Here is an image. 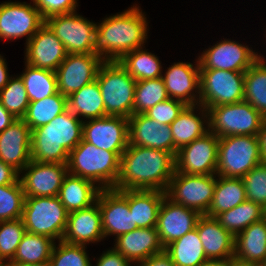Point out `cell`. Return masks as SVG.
<instances>
[{
  "label": "cell",
  "mask_w": 266,
  "mask_h": 266,
  "mask_svg": "<svg viewBox=\"0 0 266 266\" xmlns=\"http://www.w3.org/2000/svg\"><path fill=\"white\" fill-rule=\"evenodd\" d=\"M175 173V156L159 149L128 145L121 154L120 173L113 189L165 192Z\"/></svg>",
  "instance_id": "1"
},
{
  "label": "cell",
  "mask_w": 266,
  "mask_h": 266,
  "mask_svg": "<svg viewBox=\"0 0 266 266\" xmlns=\"http://www.w3.org/2000/svg\"><path fill=\"white\" fill-rule=\"evenodd\" d=\"M145 16L139 6H133L97 24V54L104 61H119L126 53L143 47L148 38Z\"/></svg>",
  "instance_id": "2"
},
{
  "label": "cell",
  "mask_w": 266,
  "mask_h": 266,
  "mask_svg": "<svg viewBox=\"0 0 266 266\" xmlns=\"http://www.w3.org/2000/svg\"><path fill=\"white\" fill-rule=\"evenodd\" d=\"M83 122L67 109L50 123L33 129L31 160L67 163L69 152L82 141Z\"/></svg>",
  "instance_id": "3"
},
{
  "label": "cell",
  "mask_w": 266,
  "mask_h": 266,
  "mask_svg": "<svg viewBox=\"0 0 266 266\" xmlns=\"http://www.w3.org/2000/svg\"><path fill=\"white\" fill-rule=\"evenodd\" d=\"M122 153L102 150L82 139L69 152L67 169L71 175L98 182L101 189H112L119 177Z\"/></svg>",
  "instance_id": "4"
},
{
  "label": "cell",
  "mask_w": 266,
  "mask_h": 266,
  "mask_svg": "<svg viewBox=\"0 0 266 266\" xmlns=\"http://www.w3.org/2000/svg\"><path fill=\"white\" fill-rule=\"evenodd\" d=\"M96 80L106 116L131 117L137 81L119 61H104L98 69Z\"/></svg>",
  "instance_id": "5"
},
{
  "label": "cell",
  "mask_w": 266,
  "mask_h": 266,
  "mask_svg": "<svg viewBox=\"0 0 266 266\" xmlns=\"http://www.w3.org/2000/svg\"><path fill=\"white\" fill-rule=\"evenodd\" d=\"M262 163L258 136L231 135L219 138L217 176L242 178Z\"/></svg>",
  "instance_id": "6"
},
{
  "label": "cell",
  "mask_w": 266,
  "mask_h": 266,
  "mask_svg": "<svg viewBox=\"0 0 266 266\" xmlns=\"http://www.w3.org/2000/svg\"><path fill=\"white\" fill-rule=\"evenodd\" d=\"M22 220L26 232L60 241L67 227L68 212L56 197H25Z\"/></svg>",
  "instance_id": "7"
},
{
  "label": "cell",
  "mask_w": 266,
  "mask_h": 266,
  "mask_svg": "<svg viewBox=\"0 0 266 266\" xmlns=\"http://www.w3.org/2000/svg\"><path fill=\"white\" fill-rule=\"evenodd\" d=\"M208 128L218 138L258 135L265 117L248 102L242 101L210 107Z\"/></svg>",
  "instance_id": "8"
},
{
  "label": "cell",
  "mask_w": 266,
  "mask_h": 266,
  "mask_svg": "<svg viewBox=\"0 0 266 266\" xmlns=\"http://www.w3.org/2000/svg\"><path fill=\"white\" fill-rule=\"evenodd\" d=\"M216 176V174L188 175L175 171L165 191L166 197L175 204L205 215L214 195Z\"/></svg>",
  "instance_id": "9"
},
{
  "label": "cell",
  "mask_w": 266,
  "mask_h": 266,
  "mask_svg": "<svg viewBox=\"0 0 266 266\" xmlns=\"http://www.w3.org/2000/svg\"><path fill=\"white\" fill-rule=\"evenodd\" d=\"M245 72L200 70V105L213 106L244 101Z\"/></svg>",
  "instance_id": "10"
},
{
  "label": "cell",
  "mask_w": 266,
  "mask_h": 266,
  "mask_svg": "<svg viewBox=\"0 0 266 266\" xmlns=\"http://www.w3.org/2000/svg\"><path fill=\"white\" fill-rule=\"evenodd\" d=\"M45 24L63 43L68 54L97 53V24L75 12L52 16Z\"/></svg>",
  "instance_id": "11"
},
{
  "label": "cell",
  "mask_w": 266,
  "mask_h": 266,
  "mask_svg": "<svg viewBox=\"0 0 266 266\" xmlns=\"http://www.w3.org/2000/svg\"><path fill=\"white\" fill-rule=\"evenodd\" d=\"M219 138L208 131L179 149L175 155V171L188 175L216 174Z\"/></svg>",
  "instance_id": "12"
},
{
  "label": "cell",
  "mask_w": 266,
  "mask_h": 266,
  "mask_svg": "<svg viewBox=\"0 0 266 266\" xmlns=\"http://www.w3.org/2000/svg\"><path fill=\"white\" fill-rule=\"evenodd\" d=\"M103 62L97 53L67 54L55 71L58 92L69 97L91 83L96 79L98 69Z\"/></svg>",
  "instance_id": "13"
},
{
  "label": "cell",
  "mask_w": 266,
  "mask_h": 266,
  "mask_svg": "<svg viewBox=\"0 0 266 266\" xmlns=\"http://www.w3.org/2000/svg\"><path fill=\"white\" fill-rule=\"evenodd\" d=\"M45 23L36 7L26 2L0 4V38L4 40L27 37L26 43Z\"/></svg>",
  "instance_id": "14"
},
{
  "label": "cell",
  "mask_w": 266,
  "mask_h": 266,
  "mask_svg": "<svg viewBox=\"0 0 266 266\" xmlns=\"http://www.w3.org/2000/svg\"><path fill=\"white\" fill-rule=\"evenodd\" d=\"M20 179L25 197H56L67 176V163L35 162L31 160Z\"/></svg>",
  "instance_id": "15"
},
{
  "label": "cell",
  "mask_w": 266,
  "mask_h": 266,
  "mask_svg": "<svg viewBox=\"0 0 266 266\" xmlns=\"http://www.w3.org/2000/svg\"><path fill=\"white\" fill-rule=\"evenodd\" d=\"M104 236L115 235L137 229L133 214L129 211L128 190L101 189L98 194Z\"/></svg>",
  "instance_id": "16"
},
{
  "label": "cell",
  "mask_w": 266,
  "mask_h": 266,
  "mask_svg": "<svg viewBox=\"0 0 266 266\" xmlns=\"http://www.w3.org/2000/svg\"><path fill=\"white\" fill-rule=\"evenodd\" d=\"M82 139L102 150L124 152L129 145L128 118L106 116L84 121Z\"/></svg>",
  "instance_id": "17"
},
{
  "label": "cell",
  "mask_w": 266,
  "mask_h": 266,
  "mask_svg": "<svg viewBox=\"0 0 266 266\" xmlns=\"http://www.w3.org/2000/svg\"><path fill=\"white\" fill-rule=\"evenodd\" d=\"M259 57L247 46L225 39L203 51L198 61L200 70L245 72Z\"/></svg>",
  "instance_id": "18"
},
{
  "label": "cell",
  "mask_w": 266,
  "mask_h": 266,
  "mask_svg": "<svg viewBox=\"0 0 266 266\" xmlns=\"http://www.w3.org/2000/svg\"><path fill=\"white\" fill-rule=\"evenodd\" d=\"M201 216L198 211L175 204L165 196L160 206L156 224V230L163 247L165 248L196 228Z\"/></svg>",
  "instance_id": "19"
},
{
  "label": "cell",
  "mask_w": 266,
  "mask_h": 266,
  "mask_svg": "<svg viewBox=\"0 0 266 266\" xmlns=\"http://www.w3.org/2000/svg\"><path fill=\"white\" fill-rule=\"evenodd\" d=\"M25 54L28 65L55 72L68 53L60 39L44 23L26 43Z\"/></svg>",
  "instance_id": "20"
},
{
  "label": "cell",
  "mask_w": 266,
  "mask_h": 266,
  "mask_svg": "<svg viewBox=\"0 0 266 266\" xmlns=\"http://www.w3.org/2000/svg\"><path fill=\"white\" fill-rule=\"evenodd\" d=\"M162 79L170 98L179 100L187 106L197 105L198 108L200 104V95H198L200 94V65L198 60L195 67L192 63H174L168 68L165 75H162ZM194 91L198 94H195Z\"/></svg>",
  "instance_id": "21"
},
{
  "label": "cell",
  "mask_w": 266,
  "mask_h": 266,
  "mask_svg": "<svg viewBox=\"0 0 266 266\" xmlns=\"http://www.w3.org/2000/svg\"><path fill=\"white\" fill-rule=\"evenodd\" d=\"M32 131L23 119H16L0 133V160L19 174L31 161Z\"/></svg>",
  "instance_id": "22"
},
{
  "label": "cell",
  "mask_w": 266,
  "mask_h": 266,
  "mask_svg": "<svg viewBox=\"0 0 266 266\" xmlns=\"http://www.w3.org/2000/svg\"><path fill=\"white\" fill-rule=\"evenodd\" d=\"M128 133L129 145L159 149L174 155L170 125L158 123L144 114H133L128 118Z\"/></svg>",
  "instance_id": "23"
},
{
  "label": "cell",
  "mask_w": 266,
  "mask_h": 266,
  "mask_svg": "<svg viewBox=\"0 0 266 266\" xmlns=\"http://www.w3.org/2000/svg\"><path fill=\"white\" fill-rule=\"evenodd\" d=\"M104 237L98 197L91 206L68 213L64 242L85 245L99 242Z\"/></svg>",
  "instance_id": "24"
},
{
  "label": "cell",
  "mask_w": 266,
  "mask_h": 266,
  "mask_svg": "<svg viewBox=\"0 0 266 266\" xmlns=\"http://www.w3.org/2000/svg\"><path fill=\"white\" fill-rule=\"evenodd\" d=\"M115 240L113 248L135 264L164 251L156 227L137 228Z\"/></svg>",
  "instance_id": "25"
},
{
  "label": "cell",
  "mask_w": 266,
  "mask_h": 266,
  "mask_svg": "<svg viewBox=\"0 0 266 266\" xmlns=\"http://www.w3.org/2000/svg\"><path fill=\"white\" fill-rule=\"evenodd\" d=\"M196 229L208 260L229 261L234 257L235 237L215 218L202 215Z\"/></svg>",
  "instance_id": "26"
},
{
  "label": "cell",
  "mask_w": 266,
  "mask_h": 266,
  "mask_svg": "<svg viewBox=\"0 0 266 266\" xmlns=\"http://www.w3.org/2000/svg\"><path fill=\"white\" fill-rule=\"evenodd\" d=\"M201 110V116H197L194 112L196 105L186 106L178 117L170 124L173 143L174 156L182 147L188 145L197 138H200L209 131L208 128V110L203 105H198ZM205 117V118H204ZM206 119V120H204ZM207 124V128L205 124Z\"/></svg>",
  "instance_id": "27"
},
{
  "label": "cell",
  "mask_w": 266,
  "mask_h": 266,
  "mask_svg": "<svg viewBox=\"0 0 266 266\" xmlns=\"http://www.w3.org/2000/svg\"><path fill=\"white\" fill-rule=\"evenodd\" d=\"M234 258L260 264L266 259V216L235 236Z\"/></svg>",
  "instance_id": "28"
},
{
  "label": "cell",
  "mask_w": 266,
  "mask_h": 266,
  "mask_svg": "<svg viewBox=\"0 0 266 266\" xmlns=\"http://www.w3.org/2000/svg\"><path fill=\"white\" fill-rule=\"evenodd\" d=\"M101 188L78 176L67 174L58 197L68 213L87 208L97 200Z\"/></svg>",
  "instance_id": "29"
},
{
  "label": "cell",
  "mask_w": 266,
  "mask_h": 266,
  "mask_svg": "<svg viewBox=\"0 0 266 266\" xmlns=\"http://www.w3.org/2000/svg\"><path fill=\"white\" fill-rule=\"evenodd\" d=\"M165 192L159 190H128L129 211L137 228L156 227Z\"/></svg>",
  "instance_id": "30"
},
{
  "label": "cell",
  "mask_w": 266,
  "mask_h": 266,
  "mask_svg": "<svg viewBox=\"0 0 266 266\" xmlns=\"http://www.w3.org/2000/svg\"><path fill=\"white\" fill-rule=\"evenodd\" d=\"M218 178L210 207L205 214L213 218L247 200L244 183L241 178L224 176H218Z\"/></svg>",
  "instance_id": "31"
},
{
  "label": "cell",
  "mask_w": 266,
  "mask_h": 266,
  "mask_svg": "<svg viewBox=\"0 0 266 266\" xmlns=\"http://www.w3.org/2000/svg\"><path fill=\"white\" fill-rule=\"evenodd\" d=\"M175 266H199L207 261L196 228L164 248Z\"/></svg>",
  "instance_id": "32"
},
{
  "label": "cell",
  "mask_w": 266,
  "mask_h": 266,
  "mask_svg": "<svg viewBox=\"0 0 266 266\" xmlns=\"http://www.w3.org/2000/svg\"><path fill=\"white\" fill-rule=\"evenodd\" d=\"M68 109L79 119L106 117L105 106L97 80L83 86L68 97Z\"/></svg>",
  "instance_id": "33"
},
{
  "label": "cell",
  "mask_w": 266,
  "mask_h": 266,
  "mask_svg": "<svg viewBox=\"0 0 266 266\" xmlns=\"http://www.w3.org/2000/svg\"><path fill=\"white\" fill-rule=\"evenodd\" d=\"M54 240L43 235L26 232L13 259L6 265L35 264L49 261Z\"/></svg>",
  "instance_id": "34"
},
{
  "label": "cell",
  "mask_w": 266,
  "mask_h": 266,
  "mask_svg": "<svg viewBox=\"0 0 266 266\" xmlns=\"http://www.w3.org/2000/svg\"><path fill=\"white\" fill-rule=\"evenodd\" d=\"M266 216V210L259 204L246 200L236 207L218 214L215 219L234 237Z\"/></svg>",
  "instance_id": "35"
},
{
  "label": "cell",
  "mask_w": 266,
  "mask_h": 266,
  "mask_svg": "<svg viewBox=\"0 0 266 266\" xmlns=\"http://www.w3.org/2000/svg\"><path fill=\"white\" fill-rule=\"evenodd\" d=\"M68 109V97L59 92L41 99L29 102L25 116L22 118L31 131L50 123L56 116Z\"/></svg>",
  "instance_id": "36"
},
{
  "label": "cell",
  "mask_w": 266,
  "mask_h": 266,
  "mask_svg": "<svg viewBox=\"0 0 266 266\" xmlns=\"http://www.w3.org/2000/svg\"><path fill=\"white\" fill-rule=\"evenodd\" d=\"M260 56L244 74V101L259 111L266 119V64Z\"/></svg>",
  "instance_id": "37"
},
{
  "label": "cell",
  "mask_w": 266,
  "mask_h": 266,
  "mask_svg": "<svg viewBox=\"0 0 266 266\" xmlns=\"http://www.w3.org/2000/svg\"><path fill=\"white\" fill-rule=\"evenodd\" d=\"M25 71L20 75L26 88L29 102L39 101L58 92L54 71L35 68L25 63Z\"/></svg>",
  "instance_id": "38"
},
{
  "label": "cell",
  "mask_w": 266,
  "mask_h": 266,
  "mask_svg": "<svg viewBox=\"0 0 266 266\" xmlns=\"http://www.w3.org/2000/svg\"><path fill=\"white\" fill-rule=\"evenodd\" d=\"M119 63L136 81L155 79L163 75L158 57L142 47L126 53Z\"/></svg>",
  "instance_id": "39"
},
{
  "label": "cell",
  "mask_w": 266,
  "mask_h": 266,
  "mask_svg": "<svg viewBox=\"0 0 266 266\" xmlns=\"http://www.w3.org/2000/svg\"><path fill=\"white\" fill-rule=\"evenodd\" d=\"M169 98L162 77L137 81L133 114H143L156 104Z\"/></svg>",
  "instance_id": "40"
},
{
  "label": "cell",
  "mask_w": 266,
  "mask_h": 266,
  "mask_svg": "<svg viewBox=\"0 0 266 266\" xmlns=\"http://www.w3.org/2000/svg\"><path fill=\"white\" fill-rule=\"evenodd\" d=\"M0 103L16 119H22L25 116L29 99L20 76L11 77L7 85L0 90Z\"/></svg>",
  "instance_id": "41"
},
{
  "label": "cell",
  "mask_w": 266,
  "mask_h": 266,
  "mask_svg": "<svg viewBox=\"0 0 266 266\" xmlns=\"http://www.w3.org/2000/svg\"><path fill=\"white\" fill-rule=\"evenodd\" d=\"M25 194L18 178L14 183L0 186V221L22 218Z\"/></svg>",
  "instance_id": "42"
},
{
  "label": "cell",
  "mask_w": 266,
  "mask_h": 266,
  "mask_svg": "<svg viewBox=\"0 0 266 266\" xmlns=\"http://www.w3.org/2000/svg\"><path fill=\"white\" fill-rule=\"evenodd\" d=\"M25 233L22 218L0 221V266H6L13 259Z\"/></svg>",
  "instance_id": "43"
},
{
  "label": "cell",
  "mask_w": 266,
  "mask_h": 266,
  "mask_svg": "<svg viewBox=\"0 0 266 266\" xmlns=\"http://www.w3.org/2000/svg\"><path fill=\"white\" fill-rule=\"evenodd\" d=\"M85 246L60 240L58 247L54 244L49 260L51 266H92Z\"/></svg>",
  "instance_id": "44"
},
{
  "label": "cell",
  "mask_w": 266,
  "mask_h": 266,
  "mask_svg": "<svg viewBox=\"0 0 266 266\" xmlns=\"http://www.w3.org/2000/svg\"><path fill=\"white\" fill-rule=\"evenodd\" d=\"M241 179L244 183L246 199L259 204L266 210V163L256 165Z\"/></svg>",
  "instance_id": "45"
},
{
  "label": "cell",
  "mask_w": 266,
  "mask_h": 266,
  "mask_svg": "<svg viewBox=\"0 0 266 266\" xmlns=\"http://www.w3.org/2000/svg\"><path fill=\"white\" fill-rule=\"evenodd\" d=\"M183 102L169 98L148 109L143 114L158 123L170 125L186 107Z\"/></svg>",
  "instance_id": "46"
},
{
  "label": "cell",
  "mask_w": 266,
  "mask_h": 266,
  "mask_svg": "<svg viewBox=\"0 0 266 266\" xmlns=\"http://www.w3.org/2000/svg\"><path fill=\"white\" fill-rule=\"evenodd\" d=\"M44 20L61 14L72 13L78 6L77 0H31Z\"/></svg>",
  "instance_id": "47"
},
{
  "label": "cell",
  "mask_w": 266,
  "mask_h": 266,
  "mask_svg": "<svg viewBox=\"0 0 266 266\" xmlns=\"http://www.w3.org/2000/svg\"><path fill=\"white\" fill-rule=\"evenodd\" d=\"M131 262L114 248L104 252L98 259L96 266H131Z\"/></svg>",
  "instance_id": "48"
},
{
  "label": "cell",
  "mask_w": 266,
  "mask_h": 266,
  "mask_svg": "<svg viewBox=\"0 0 266 266\" xmlns=\"http://www.w3.org/2000/svg\"><path fill=\"white\" fill-rule=\"evenodd\" d=\"M137 266H175L170 256L165 252H161L150 256L137 264Z\"/></svg>",
  "instance_id": "49"
},
{
  "label": "cell",
  "mask_w": 266,
  "mask_h": 266,
  "mask_svg": "<svg viewBox=\"0 0 266 266\" xmlns=\"http://www.w3.org/2000/svg\"><path fill=\"white\" fill-rule=\"evenodd\" d=\"M20 177L10 165L0 160V186L14 183Z\"/></svg>",
  "instance_id": "50"
},
{
  "label": "cell",
  "mask_w": 266,
  "mask_h": 266,
  "mask_svg": "<svg viewBox=\"0 0 266 266\" xmlns=\"http://www.w3.org/2000/svg\"><path fill=\"white\" fill-rule=\"evenodd\" d=\"M15 120L16 118L0 103V133L10 126Z\"/></svg>",
  "instance_id": "51"
},
{
  "label": "cell",
  "mask_w": 266,
  "mask_h": 266,
  "mask_svg": "<svg viewBox=\"0 0 266 266\" xmlns=\"http://www.w3.org/2000/svg\"><path fill=\"white\" fill-rule=\"evenodd\" d=\"M257 136L260 145L262 162L266 163V119L262 123L261 129Z\"/></svg>",
  "instance_id": "52"
},
{
  "label": "cell",
  "mask_w": 266,
  "mask_h": 266,
  "mask_svg": "<svg viewBox=\"0 0 266 266\" xmlns=\"http://www.w3.org/2000/svg\"><path fill=\"white\" fill-rule=\"evenodd\" d=\"M7 69V64L4 58L0 55V90H2L7 85L9 79L11 78L8 75Z\"/></svg>",
  "instance_id": "53"
},
{
  "label": "cell",
  "mask_w": 266,
  "mask_h": 266,
  "mask_svg": "<svg viewBox=\"0 0 266 266\" xmlns=\"http://www.w3.org/2000/svg\"><path fill=\"white\" fill-rule=\"evenodd\" d=\"M229 266H262V265L260 263L241 261L233 257L232 259L229 260Z\"/></svg>",
  "instance_id": "54"
},
{
  "label": "cell",
  "mask_w": 266,
  "mask_h": 266,
  "mask_svg": "<svg viewBox=\"0 0 266 266\" xmlns=\"http://www.w3.org/2000/svg\"><path fill=\"white\" fill-rule=\"evenodd\" d=\"M199 266H229V261L228 260H209Z\"/></svg>",
  "instance_id": "55"
},
{
  "label": "cell",
  "mask_w": 266,
  "mask_h": 266,
  "mask_svg": "<svg viewBox=\"0 0 266 266\" xmlns=\"http://www.w3.org/2000/svg\"><path fill=\"white\" fill-rule=\"evenodd\" d=\"M6 266H51L50 261H45L41 263H35V264H20V265H6Z\"/></svg>",
  "instance_id": "56"
},
{
  "label": "cell",
  "mask_w": 266,
  "mask_h": 266,
  "mask_svg": "<svg viewBox=\"0 0 266 266\" xmlns=\"http://www.w3.org/2000/svg\"><path fill=\"white\" fill-rule=\"evenodd\" d=\"M262 266H266V259L261 263Z\"/></svg>",
  "instance_id": "57"
}]
</instances>
